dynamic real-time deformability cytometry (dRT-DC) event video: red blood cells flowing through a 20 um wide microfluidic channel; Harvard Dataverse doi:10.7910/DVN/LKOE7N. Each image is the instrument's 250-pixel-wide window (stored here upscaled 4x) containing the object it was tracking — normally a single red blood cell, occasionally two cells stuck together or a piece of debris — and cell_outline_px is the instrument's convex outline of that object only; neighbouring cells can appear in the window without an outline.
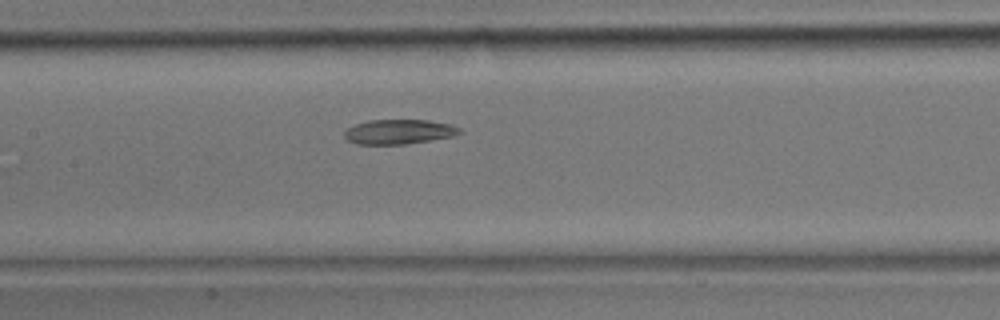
{"species": "common noctule bat (a hibernating species)", "species_latin": "Nyctalus noctula", "temperature_condition": "room temperature", "stored_images_in_passage": 23, "camera_frame_rate_fps": 3000, "um_per_image_px": 0.085, "animal": {"sex": "male", "body_mass_g": 17.9}, "frame": {"image": 1, "passage_image": 10, "time_ms": 3.0, "image_size_px": [1000, 320], "cell_outline_px": [[464, 132], [456, 136], [432, 140], [404, 144], [356, 144], [348, 140], [344, 136], [344, 132], [348, 128], [356, 124], [368, 120], [428, 120], [448, 124], [460, 128]], "centroid_in_image_um": [33.94, 11.2], "position_along_channel_um": 173.5, "area_um2": 16.59}}
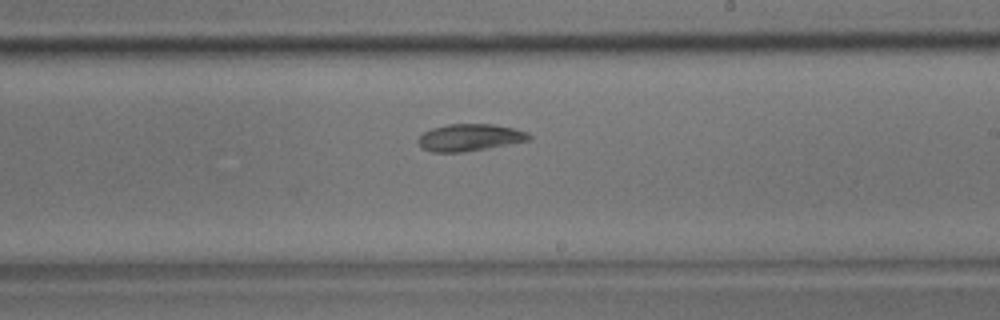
{"frame": {"image": 2, "passage_image": 14, "time_ms": 4.333, "image_size_px": [1000, 320], "cell_outline_px": [[532, 140], [488, 148], [464, 152], [432, 152], [420, 148], [416, 144], [416, 140], [424, 132], [432, 128], [448, 124], [492, 124], [512, 128], [528, 132], [532, 136]], "centroid_in_image_um": [39.91, 11.7], "position_along_channel_um": 249.1, "area_um2": 17.69}}
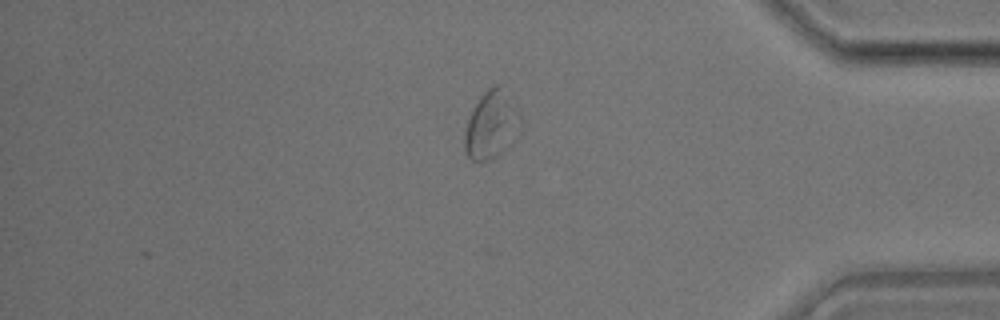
{"frame": {"image": 3, "passage_image": 23, "time_ms": 7.333, "image_size_px": [1000, 320], "cell_outline_px": [[524, 120], [520, 136], [504, 152], [488, 160], [472, 160], [468, 156], [464, 148], [464, 132], [468, 120], [480, 96], [488, 88], [496, 84], [500, 84]], "centroid_in_image_um": [41.83, 10.65], "position_along_channel_um": 393.4, "area_um2": 22.43}}